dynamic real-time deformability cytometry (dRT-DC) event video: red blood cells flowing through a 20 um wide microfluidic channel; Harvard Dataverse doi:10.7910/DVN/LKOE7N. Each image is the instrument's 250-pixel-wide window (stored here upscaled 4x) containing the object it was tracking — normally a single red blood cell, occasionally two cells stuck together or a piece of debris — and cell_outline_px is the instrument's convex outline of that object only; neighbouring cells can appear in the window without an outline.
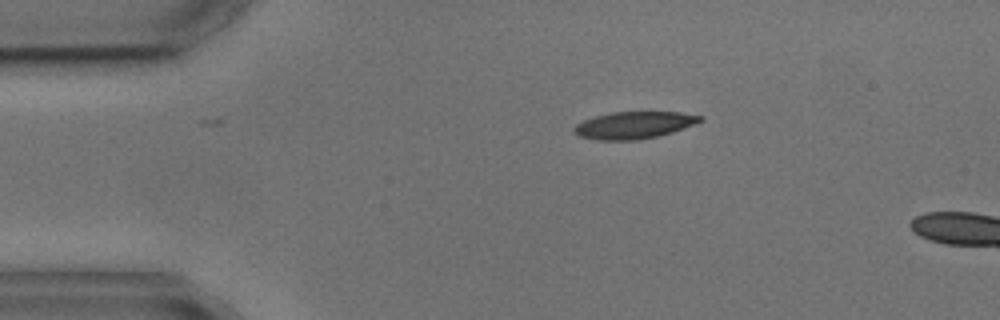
{"species": "common noctule bat (a hibernating species)", "species_latin": "Nyctalus noctula", "temperature_condition": "cold", "stored_images_in_passage": 2, "camera_frame_rate_fps": 3000, "um_per_image_px": 0.085, "animal": {"sex": "male", "body_mass_g": 17.9, "forearm_length_mm": 54.2}, "frame": {"image": 1, "passage_image": 1, "time_ms": 0.0, "image_size_px": [1000, 320], "cell_outline_px": [[704, 120], [672, 132], [656, 136], [636, 140], [596, 140], [580, 136], [572, 132], [572, 128], [576, 124], [584, 120], [596, 116], [612, 112], [680, 112], [704, 116]], "centroid_in_image_um": [53.87, 10.63], "position_along_channel_um": 31.1, "area_um2": 19.83}}